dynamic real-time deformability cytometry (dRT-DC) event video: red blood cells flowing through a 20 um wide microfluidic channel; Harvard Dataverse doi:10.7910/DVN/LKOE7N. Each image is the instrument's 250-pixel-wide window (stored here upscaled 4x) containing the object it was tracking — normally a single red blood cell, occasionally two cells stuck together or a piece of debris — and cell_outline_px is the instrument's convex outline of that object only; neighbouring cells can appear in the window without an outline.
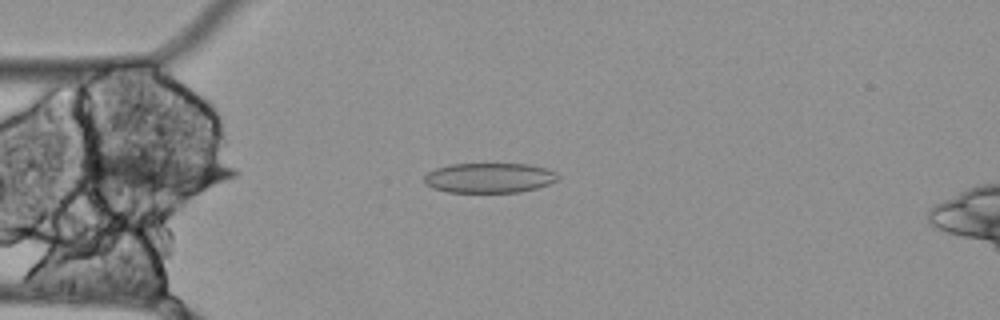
{"species": "Egyptian fruit bat (a non-hibernating species)", "species_latin": "Rousettus aegyptiacus", "temperature_condition": "cold", "stored_images_in_passage": 46, "camera_frame_rate_fps": 3000, "um_per_image_px": 0.085, "animal": {"sex": "female"}, "frame": {"image": 1, "passage_image": 4, "time_ms": 1.0, "image_size_px": [1000, 320], "cell_outline_px": [[560, 176], [556, 180], [548, 184], [536, 188], [520, 192], [448, 192], [432, 188], [424, 184], [424, 176], [428, 172], [436, 168], [448, 164], [528, 164], [548, 168], [556, 172]], "centroid_in_image_um": [41.58, 15.11], "position_along_channel_um": 43.4, "area_um2": 23.47}}
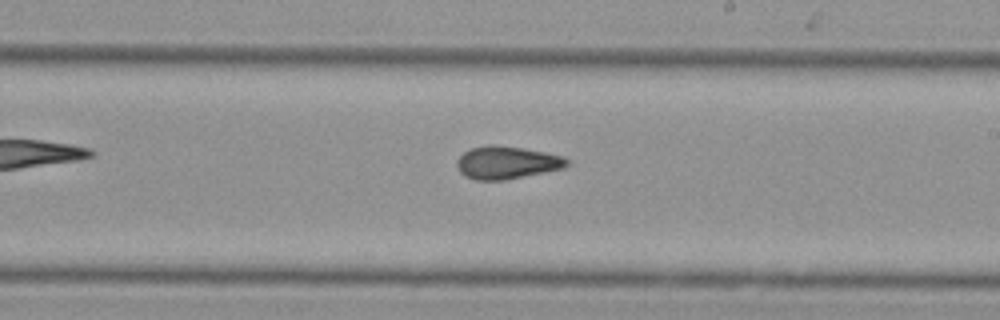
{"frame": {"image": 2, "passage_image": 22, "time_ms": 7.0, "image_size_px": [1000, 320], "cell_outline_px": [[568, 164], [564, 168], [504, 180], [476, 180], [464, 176], [460, 172], [456, 164], [456, 160], [464, 152], [472, 148], [488, 144], [492, 144], [524, 148], [564, 156], [568, 160]], "centroid_in_image_um": [43.06, 13.81], "position_along_channel_um": 245.9, "area_um2": 20.98}}
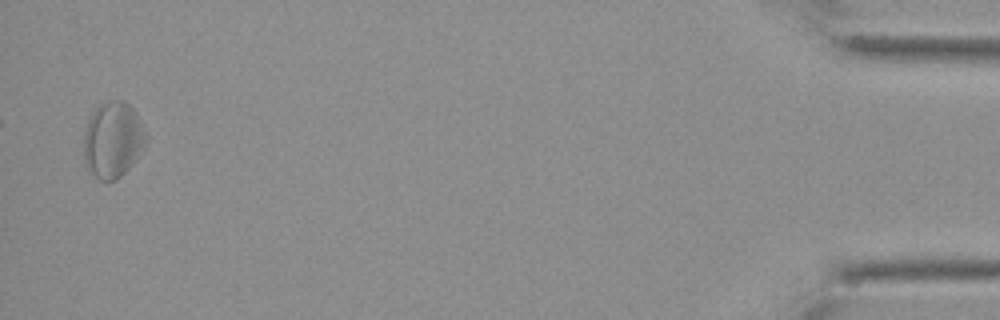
{"frame": {"image": 3, "passage_image": 45, "time_ms": 14.667, "image_size_px": [1000, 320], "cell_outline_px": [[148, 140], [136, 160], [116, 180], [100, 180], [88, 172], [84, 160], [84, 132], [88, 120], [92, 112], [100, 104], [108, 100], [124, 100], [136, 112], [148, 136]], "centroid_in_image_um": [9.59, 11.88], "position_along_channel_um": 425.6, "area_um2": 27.8}}